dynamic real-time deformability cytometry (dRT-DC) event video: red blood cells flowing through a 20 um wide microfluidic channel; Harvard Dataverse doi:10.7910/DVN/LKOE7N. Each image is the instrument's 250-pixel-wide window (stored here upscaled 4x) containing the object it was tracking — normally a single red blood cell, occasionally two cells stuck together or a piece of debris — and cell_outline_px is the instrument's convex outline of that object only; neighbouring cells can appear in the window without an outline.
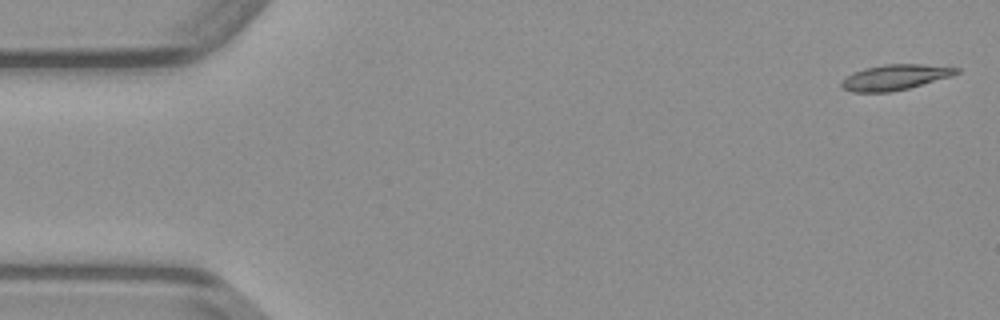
{"species": "common noctule bat (a hibernating species)", "species_latin": "Nyctalus noctula", "temperature_condition": "warm", "stored_images_in_passage": 49, "camera_frame_rate_fps": 3000, "um_per_image_px": 0.085, "animal": {"sex": "male", "body_mass_g": 23.1, "forearm_length_mm": 52.7}, "frame": {"image": 1, "passage_image": 1, "time_ms": 0.0, "image_size_px": [1000, 320], "cell_outline_px": [[960, 72], [952, 76], [908, 88], [888, 92], [852, 92], [840, 88], [840, 80], [852, 72], [864, 68], [884, 64], [920, 64], [960, 68]], "centroid_in_image_um": [76.02, 6.57], "position_along_channel_um": 9.0, "area_um2": 17.17}}
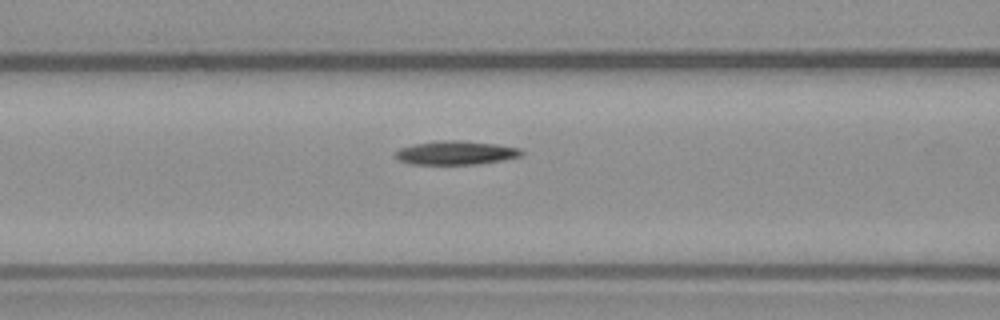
{"frame": {"image": 2, "passage_image": 19, "time_ms": 6.0, "image_size_px": [1000, 320], "cell_outline_px": [[524, 156], [504, 160], [476, 164], [408, 164], [400, 160], [392, 152], [400, 148], [412, 144], [440, 140], [460, 140], [496, 144], [520, 148], [524, 152]], "centroid_in_image_um": [38.76, 12.98], "position_along_channel_um": 127.8, "area_um2": 17.69}}
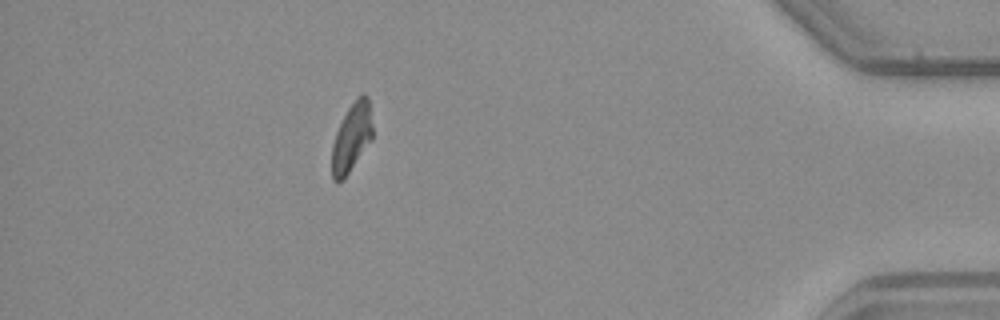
{"frame": {"image": 3, "passage_image": 43, "time_ms": 14.0, "image_size_px": [1000, 320], "cell_outline_px": [[372, 140], [344, 180], [336, 184], [332, 180], [332, 144], [336, 132], [348, 108], [360, 92], [364, 92], [368, 96], [372, 124]], "centroid_in_image_um": [29.89, 11.71], "position_along_channel_um": 405.3, "area_um2": 16.53}}